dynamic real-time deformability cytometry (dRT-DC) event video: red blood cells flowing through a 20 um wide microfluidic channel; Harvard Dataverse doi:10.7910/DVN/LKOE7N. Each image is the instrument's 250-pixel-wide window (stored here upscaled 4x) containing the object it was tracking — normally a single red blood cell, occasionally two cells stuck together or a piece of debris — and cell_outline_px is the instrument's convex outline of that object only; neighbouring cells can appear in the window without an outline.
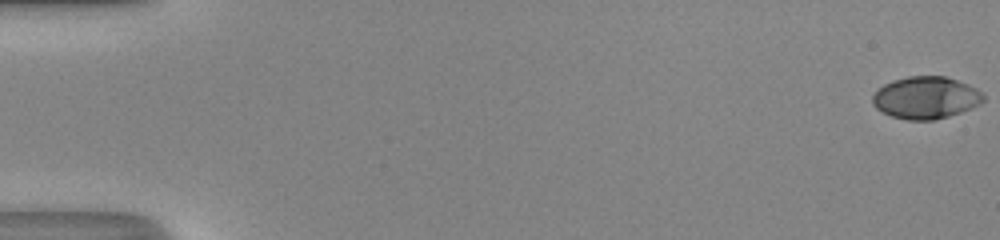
{"species": "human", "species_latin": "Homo sapiens", "temperature_condition": "room temperature", "stored_images_in_passage": 52, "camera_frame_rate_fps": 3000, "um_per_image_px": 0.085, "donor": {"sex": "male"}, "frame": {"image": 1, "passage_image": 1, "time_ms": 0.0, "image_size_px": [1000, 240], "cell_outline_px": [[984, 100], [980, 104], [972, 108], [948, 116], [932, 120], [908, 120], [892, 116], [876, 108], [872, 104], [872, 96], [876, 88], [892, 80], [908, 76], [944, 76], [968, 84], [976, 88], [984, 96]], "centroid_in_image_um": [78.67, 8.29], "position_along_channel_um": 6.3, "area_um2": 27.28}}
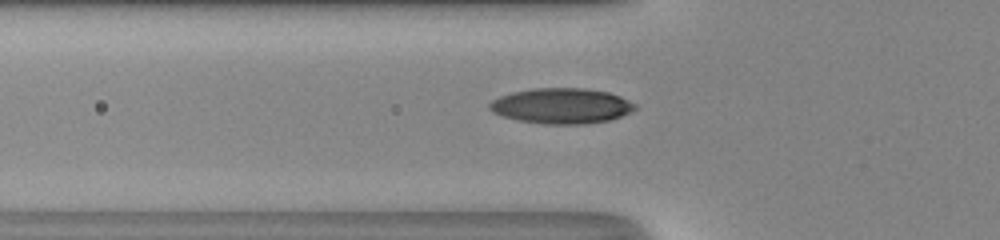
{"frame": {"image": 2, "passage_image": 20, "time_ms": 6.333, "image_size_px": [1000, 240], "cell_outline_px": [[636, 108], [632, 112], [608, 120], [584, 124], [544, 124], [516, 120], [492, 112], [488, 108], [488, 104], [492, 100], [500, 96], [512, 92], [532, 88], [584, 88], [608, 92], [620, 96], [636, 104]], "centroid_in_image_um": [47.71, 9.0], "position_along_channel_um": 78.1, "area_um2": 30.11}}
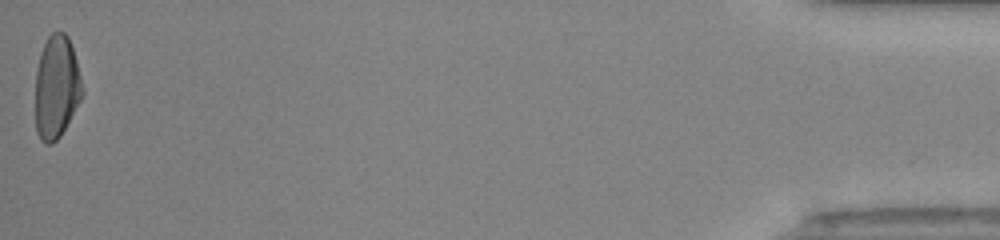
{"frame": {"image": 3, "passage_image": 52, "time_ms": 17.0, "image_size_px": [1000, 240], "cell_outline_px": [[84, 92], [80, 100], [60, 136], [52, 144], [48, 144], [40, 140], [36, 132], [36, 68], [40, 52], [48, 36], [52, 32], [64, 32], [68, 36], [76, 60], [84, 88]], "centroid_in_image_um": [4.8, 7.39], "position_along_channel_um": 430.4, "area_um2": 28.15}, "authors_computed_cell_mechanics": {"area_um2": 27.9463, "velocity_mm_per_s": 4.2078, "shape_relaxation_time_tau1_ms": 3.4099, "shape_relaxation_time_tau2_ms": 1.2232, "deformation_change_tau1": 0.1746, "deformation_change_tau2": 0.0458}}